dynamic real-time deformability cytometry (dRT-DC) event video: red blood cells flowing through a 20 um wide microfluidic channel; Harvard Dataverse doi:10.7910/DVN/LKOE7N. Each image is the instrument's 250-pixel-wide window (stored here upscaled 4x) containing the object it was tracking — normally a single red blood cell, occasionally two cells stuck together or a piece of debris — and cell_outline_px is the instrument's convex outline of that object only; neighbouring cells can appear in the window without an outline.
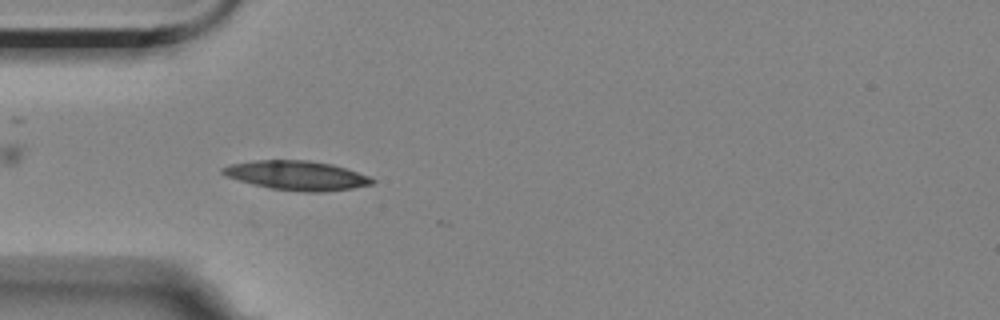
{"species": "Egyptian fruit bat (a non-hibernating species)", "species_latin": "Rousettus aegyptiacus", "temperature_condition": "room temperature", "stored_images_in_passage": 3, "camera_frame_rate_fps": 3000, "um_per_image_px": 0.085, "animal": {"sex": "female"}, "frame": {"image": 1, "passage_image": 2, "time_ms": 1.333, "image_size_px": [1000, 320], "cell_outline_px": [[376, 180], [372, 184], [352, 188], [324, 192], [304, 192], [272, 188], [252, 184], [224, 176], [220, 172], [220, 168], [228, 164], [256, 160], [308, 160], [332, 164], [368, 176]], "centroid_in_image_um": [25.17, 14.91], "position_along_channel_um": 59.8, "area_um2": 25.49}}
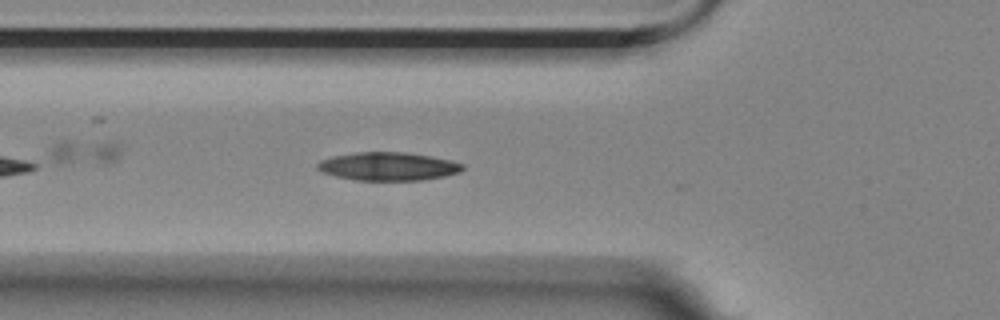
{"frame": {"image": 2, "passage_image": 3, "time_ms": 2.333, "image_size_px": [1000, 320], "cell_outline_px": [[464, 168], [460, 172], [444, 176], [420, 180], [356, 180], [336, 176], [320, 172], [316, 168], [316, 164], [320, 160], [332, 156], [356, 152], [404, 152], [432, 156], [452, 160], [464, 164]], "centroid_in_image_um": [32.98, 14.13], "position_along_channel_um": 92.8, "area_um2": 24.04}}